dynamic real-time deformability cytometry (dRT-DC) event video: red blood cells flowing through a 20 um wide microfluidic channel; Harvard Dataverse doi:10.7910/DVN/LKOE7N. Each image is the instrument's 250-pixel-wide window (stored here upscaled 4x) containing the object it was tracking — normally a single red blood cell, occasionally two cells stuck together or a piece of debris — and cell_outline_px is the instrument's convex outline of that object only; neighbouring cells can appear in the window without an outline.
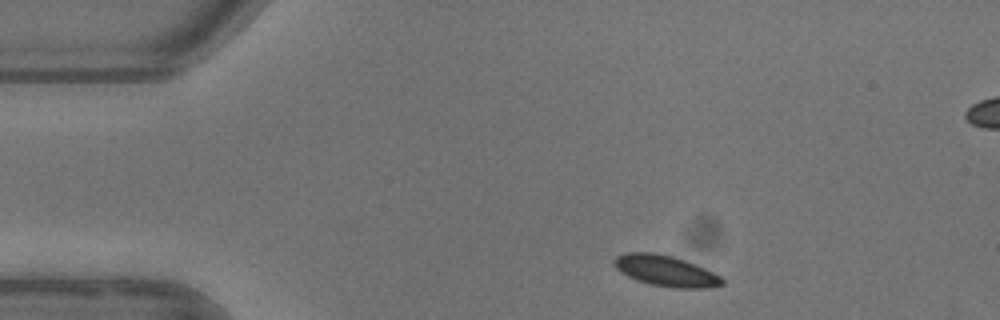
{"species": "common noctule bat (a hibernating species)", "species_latin": "Nyctalus noctula", "temperature_condition": "warm", "stored_images_in_passage": 4, "camera_frame_rate_fps": 3000, "um_per_image_px": 0.085, "animal": {"sex": "female"}, "frame": {"image": 1, "passage_image": 1, "time_ms": 0.0, "image_size_px": [1000, 320], "cell_outline_px": [[724, 284], [708, 288], [676, 288], [648, 284], [636, 280], [620, 272], [612, 264], [616, 256], [628, 252], [656, 252], [672, 256], [684, 260], [704, 268], [720, 276], [724, 280]], "centroid_in_image_um": [56.56, 23.02], "position_along_channel_um": 28.4, "area_um2": 19.48}}
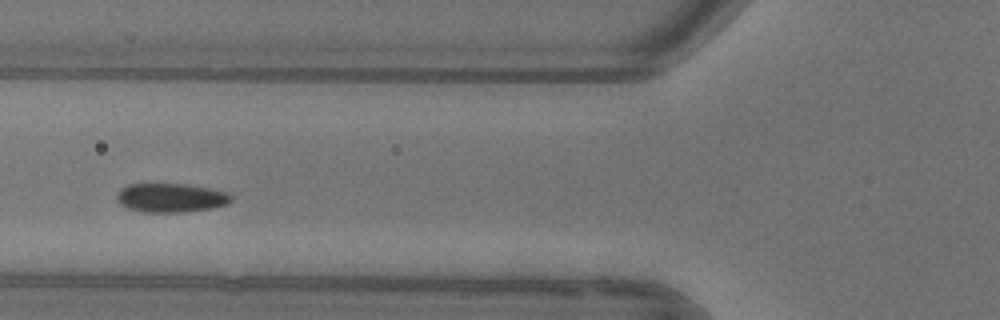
{"frame": {"image": 2, "passage_image": 4, "time_ms": 3.667, "image_size_px": [1000, 320], "cell_outline_px": [[232, 200], [228, 204], [212, 208], [184, 212], [140, 212], [124, 208], [116, 200], [116, 192], [120, 188], [128, 184], [188, 184], [212, 188], [228, 192], [232, 196]], "centroid_in_image_um": [14.5, 16.81], "position_along_channel_um": 111.3, "area_um2": 19.77}}